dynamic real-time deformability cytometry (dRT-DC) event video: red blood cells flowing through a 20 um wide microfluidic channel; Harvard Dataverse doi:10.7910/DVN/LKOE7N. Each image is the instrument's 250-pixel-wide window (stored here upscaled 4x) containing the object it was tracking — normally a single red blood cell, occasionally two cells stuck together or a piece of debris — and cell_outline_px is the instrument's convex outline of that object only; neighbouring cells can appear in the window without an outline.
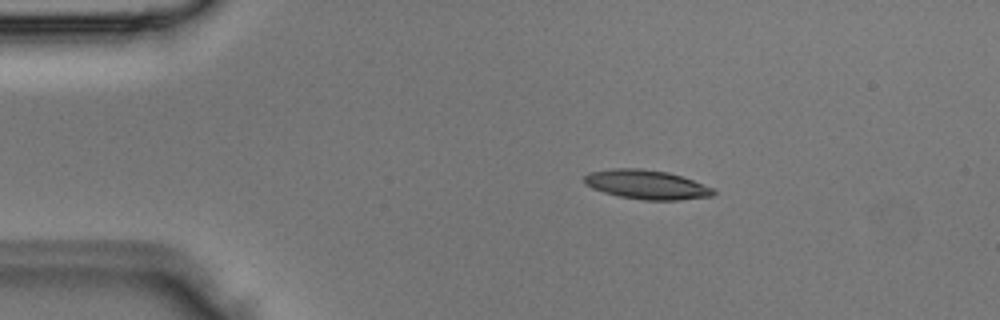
{"species": "Egyptian fruit bat (a non-hibernating species)", "species_latin": "Rousettus aegyptiacus", "temperature_condition": "room temperature", "stored_images_in_passage": 3, "segment_of_instrument_passage": [1, 2], "camera_frame_rate_fps": 3000, "um_per_image_px": 0.085, "animal": {"sex": "male"}, "frame": {"image": 1, "passage_image": 1, "time_ms": 0.0, "image_size_px": [1000, 320], "cell_outline_px": [[716, 192], [712, 196], [680, 200], [644, 200], [620, 196], [604, 192], [592, 188], [584, 184], [584, 176], [588, 172], [612, 168], [640, 168], [668, 172], [692, 180], [712, 188]], "centroid_in_image_um": [54.92, 15.68], "position_along_channel_um": 30.1, "area_um2": 21.91}}